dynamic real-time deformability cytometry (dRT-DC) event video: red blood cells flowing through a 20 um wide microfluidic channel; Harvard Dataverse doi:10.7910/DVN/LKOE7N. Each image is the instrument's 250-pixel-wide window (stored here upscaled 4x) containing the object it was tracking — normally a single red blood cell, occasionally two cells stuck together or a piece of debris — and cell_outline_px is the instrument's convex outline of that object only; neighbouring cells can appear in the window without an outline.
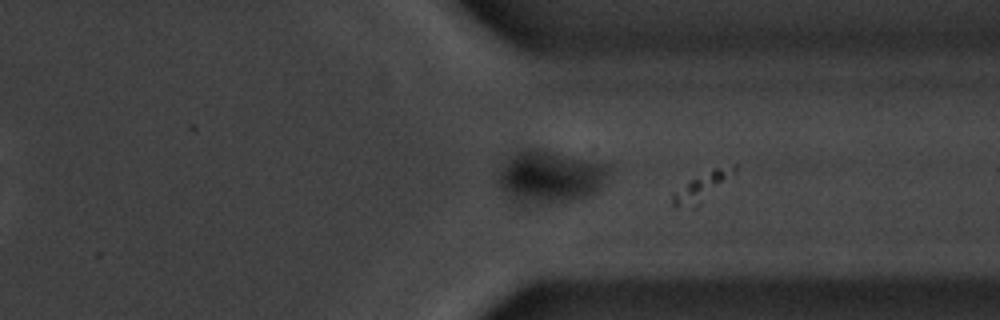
{"species": "common noctule bat (a hibernating species)", "species_latin": "Nyctalus noctula", "temperature_condition": "warm", "stored_images_in_passage": 54, "camera_frame_rate_fps": 3000, "um_per_image_px": 0.085, "animal": {"sex": "male", "body_mass_g": 20.1, "forearm_length_mm": 53.5}, "frame": {"image": 1, "passage_image": 41, "time_ms": 13.333, "image_size_px": [1000, 320], "cell_outline_px": [[608, 172], [604, 188], [592, 196], [580, 200], [548, 204], [516, 200], [500, 184], [500, 172], [508, 160], [520, 148], [540, 148], [604, 164]], "centroid_in_image_um": [46.86, 15.03], "position_along_channel_um": 364.5, "area_um2": 33.29}}